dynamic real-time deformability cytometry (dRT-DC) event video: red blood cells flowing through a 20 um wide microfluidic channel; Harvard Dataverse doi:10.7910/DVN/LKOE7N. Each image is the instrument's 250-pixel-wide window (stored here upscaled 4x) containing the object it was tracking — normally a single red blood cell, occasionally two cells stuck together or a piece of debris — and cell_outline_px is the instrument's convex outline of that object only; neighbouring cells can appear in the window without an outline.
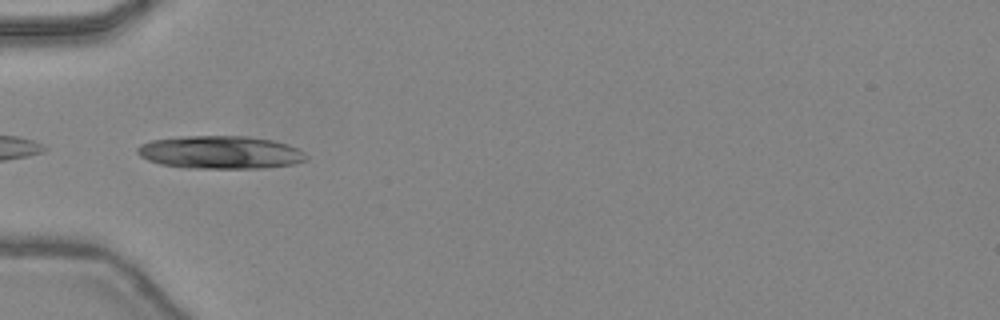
{"species": "common noctule bat (a hibernating species)", "species_latin": "Nyctalus noctula", "temperature_condition": "warm", "stored_images_in_passage": 24, "camera_frame_rate_fps": 3000, "um_per_image_px": 0.085, "animal": {"sex": "female", "body_mass_g": 24.6, "forearm_length_mm": 56.2}, "frame": {"image": 1, "passage_image": 17, "time_ms": 5.333, "image_size_px": [1000, 320], "cell_outline_px": [[308, 160], [292, 164], [264, 168], [184, 168], [160, 164], [148, 160], [140, 156], [136, 152], [136, 148], [140, 144], [152, 140], [188, 136], [244, 136], [272, 140], [288, 144], [304, 152], [308, 156]], "centroid_in_image_um": [18.72, 12.95], "position_along_channel_um": 66.3, "area_um2": 32.48}}